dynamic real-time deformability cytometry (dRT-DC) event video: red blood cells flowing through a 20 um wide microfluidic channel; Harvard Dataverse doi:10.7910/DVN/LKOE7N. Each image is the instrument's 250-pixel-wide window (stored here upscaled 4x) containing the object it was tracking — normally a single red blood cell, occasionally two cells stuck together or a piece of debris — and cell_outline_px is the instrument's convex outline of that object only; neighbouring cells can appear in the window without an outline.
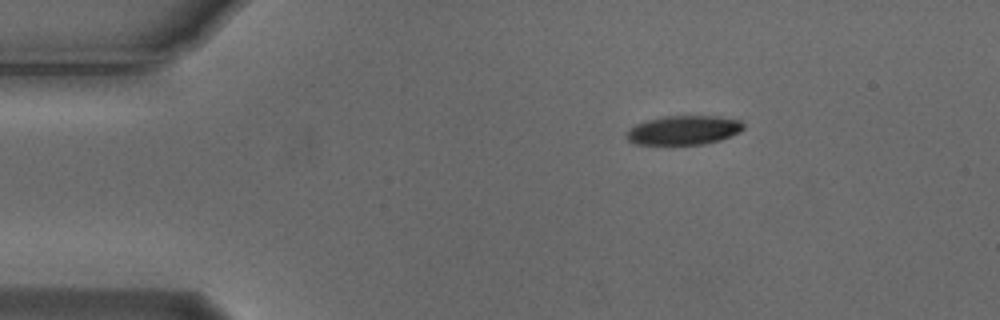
{"species": "Egyptian fruit bat (a non-hibernating species)", "species_latin": "Rousettus aegyptiacus", "temperature_condition": "cold", "stored_images_in_passage": 3, "camera_frame_rate_fps": 3000, "um_per_image_px": 0.085, "animal": {"sex": "male"}, "frame": {"image": 1, "passage_image": 1, "time_ms": 0.0, "image_size_px": [1000, 320], "cell_outline_px": [[744, 128], [740, 132], [720, 140], [704, 144], [636, 144], [628, 140], [624, 136], [628, 128], [636, 124], [648, 120], [664, 116], [716, 116], [740, 120], [744, 124]], "centroid_in_image_um": [58.1, 11.06], "position_along_channel_um": 26.9, "area_um2": 19.88}}
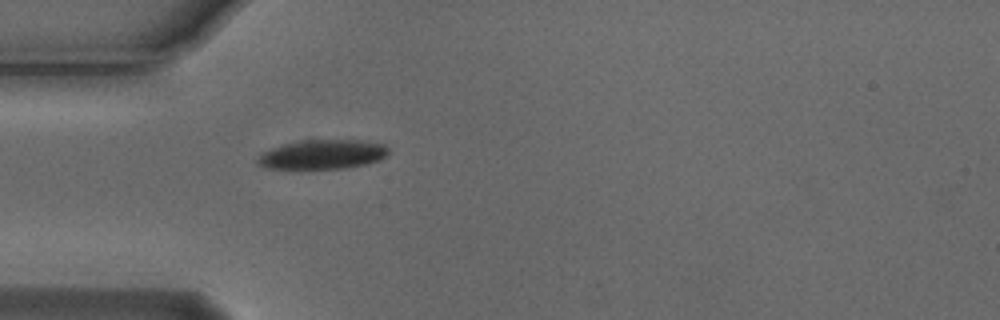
{"frame": {"image": 2, "passage_image": 3, "time_ms": 0.667, "image_size_px": [1000, 320], "cell_outline_px": [[388, 156], [380, 160], [368, 164], [348, 168], [264, 168], [256, 164], [256, 160], [260, 152], [268, 148], [300, 140], [364, 140], [384, 144], [388, 148]], "centroid_in_image_um": [27.4, 13.12], "position_along_channel_um": 57.6, "area_um2": 22.77}}